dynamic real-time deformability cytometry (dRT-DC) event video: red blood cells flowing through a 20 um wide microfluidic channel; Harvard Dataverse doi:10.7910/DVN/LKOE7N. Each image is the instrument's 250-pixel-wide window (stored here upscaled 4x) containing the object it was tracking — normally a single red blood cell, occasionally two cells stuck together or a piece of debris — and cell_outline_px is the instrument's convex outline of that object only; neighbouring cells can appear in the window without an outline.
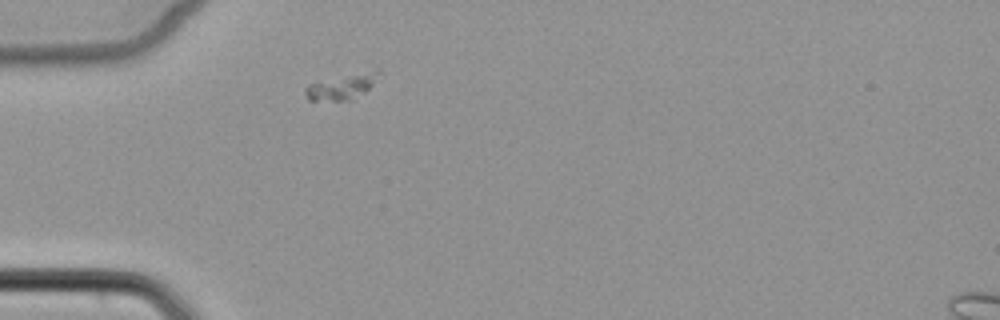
{"species": "common noctule bat (a hibernating species)", "species_latin": "Nyctalus noctula", "temperature_condition": "cold", "stored_images_in_passage": 1, "camera_frame_rate_fps": 3000, "um_per_image_px": 0.085, "animal": {"sex": "female", "body_mass_g": 22.7, "forearm_length_mm": 54.2}, "frame": {"image": 1, "passage_image": 1, "time_ms": 0.0, "image_size_px": [1000, 320], "cell_outline_px": [[380, 72], [372, 84], [364, 92], [348, 100], [308, 100], [304, 92], [304, 88], [308, 84], [376, 68], [380, 68]], "centroid_in_image_um": [29.05, 7.34], "position_along_channel_um": 55.9, "area_um2": 10.58}}